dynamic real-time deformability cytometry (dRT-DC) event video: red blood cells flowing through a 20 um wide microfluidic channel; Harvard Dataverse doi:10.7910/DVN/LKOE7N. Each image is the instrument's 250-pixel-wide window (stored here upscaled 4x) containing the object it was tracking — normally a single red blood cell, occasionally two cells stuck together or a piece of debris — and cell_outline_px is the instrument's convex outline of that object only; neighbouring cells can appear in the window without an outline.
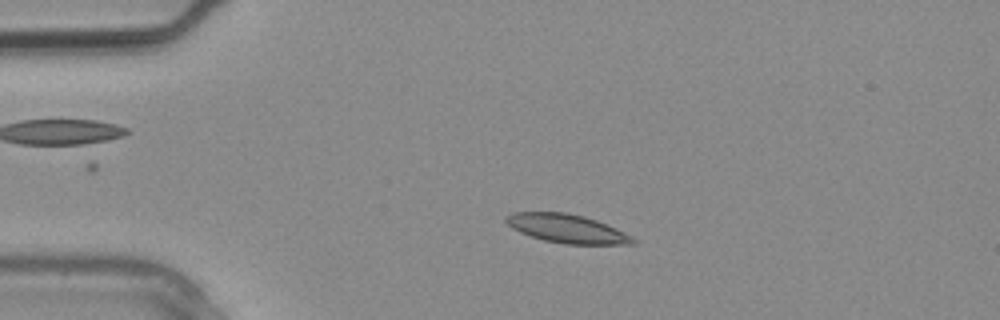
{"species": "common noctule bat (a hibernating species)", "species_latin": "Nyctalus noctula", "temperature_condition": "warm", "stored_images_in_passage": 3, "camera_frame_rate_fps": 3000, "um_per_image_px": 0.085, "animal": {"sex": "male", "body_mass_g": 20.4}, "frame": {"image": 1, "passage_image": 2, "time_ms": 0.333, "image_size_px": [1000, 320], "cell_outline_px": [[636, 244], [564, 244], [544, 240], [520, 232], [512, 228], [504, 220], [504, 216], [512, 212], [568, 212], [584, 216], [596, 220], [636, 240]], "centroid_in_image_um": [48.09, 19.42], "position_along_channel_um": 36.9, "area_um2": 20.81}}